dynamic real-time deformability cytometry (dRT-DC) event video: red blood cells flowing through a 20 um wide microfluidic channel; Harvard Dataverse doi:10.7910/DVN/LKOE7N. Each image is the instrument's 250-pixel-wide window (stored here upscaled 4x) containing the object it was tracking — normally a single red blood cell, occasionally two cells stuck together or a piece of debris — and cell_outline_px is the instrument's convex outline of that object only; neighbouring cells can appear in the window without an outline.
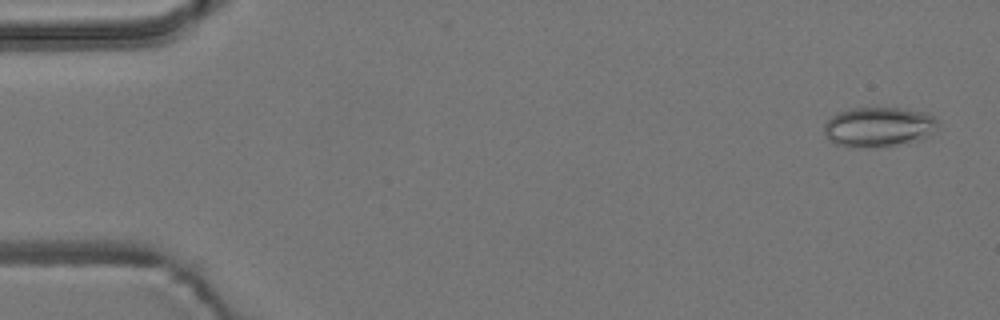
{"species": "common noctule bat (a hibernating species)", "species_latin": "Nyctalus noctula", "temperature_condition": "room temperature", "stored_images_in_passage": 56, "camera_frame_rate_fps": 3000, "um_per_image_px": 0.085, "animal": {"sex": "male", "body_mass_g": 19.2, "forearm_length_mm": 51.8}, "frame": {"image": 1, "passage_image": 3, "time_ms": 0.667, "image_size_px": [1000, 320], "cell_outline_px": [[940, 128], [924, 136], [892, 144], [868, 148], [848, 148], [836, 144], [828, 140], [824, 136], [824, 124], [836, 112], [852, 108], [900, 108], [928, 112], [940, 120]], "centroid_in_image_um": [74.64, 10.77], "position_along_channel_um": 10.4, "area_um2": 26.47}}
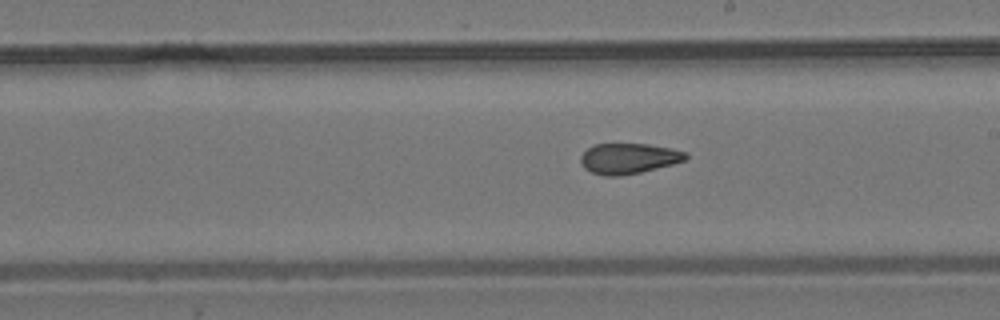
{"frame": {"image": 2, "passage_image": 32, "time_ms": 10.333, "image_size_px": [1000, 320], "cell_outline_px": [[688, 156], [684, 160], [672, 164], [640, 172], [620, 176], [604, 176], [592, 172], [584, 168], [580, 164], [580, 156], [588, 148], [596, 144], [648, 144], [672, 148], [688, 152]], "centroid_in_image_um": [53.42, 13.47], "position_along_channel_um": 235.6, "area_um2": 18.67}}
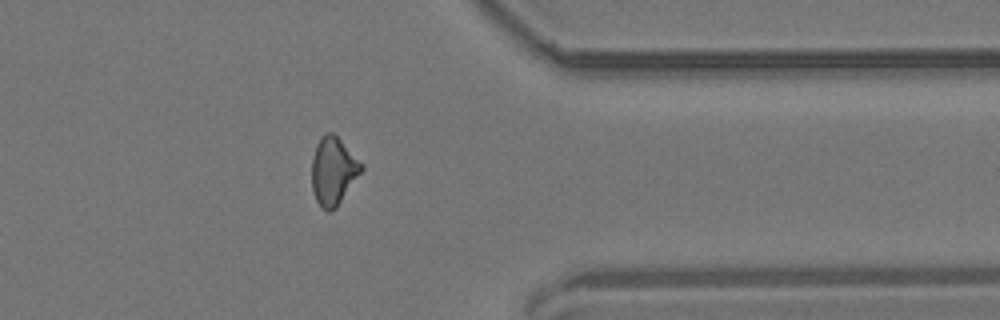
{"frame": {"image": 3, "passage_image": 45, "time_ms": 14.667, "image_size_px": [1000, 320], "cell_outline_px": [[364, 168], [336, 208], [332, 212], [328, 212], [316, 200], [312, 188], [312, 156], [316, 144], [320, 136], [324, 132], [332, 132], [364, 164]], "centroid_in_image_um": [28.32, 14.51], "position_along_channel_um": 383.1, "area_um2": 19.59}, "authors_computed_cell_mechanics": {"area_um2": 19.5942, "velocity_mm_per_s": 3.695, "shape_relaxation_time_tau1_ms": null, "shape_relaxation_time_tau2_ms": 2.5545, "deformation_change_tau1": null, "deformation_change_tau2": 0.0941}}